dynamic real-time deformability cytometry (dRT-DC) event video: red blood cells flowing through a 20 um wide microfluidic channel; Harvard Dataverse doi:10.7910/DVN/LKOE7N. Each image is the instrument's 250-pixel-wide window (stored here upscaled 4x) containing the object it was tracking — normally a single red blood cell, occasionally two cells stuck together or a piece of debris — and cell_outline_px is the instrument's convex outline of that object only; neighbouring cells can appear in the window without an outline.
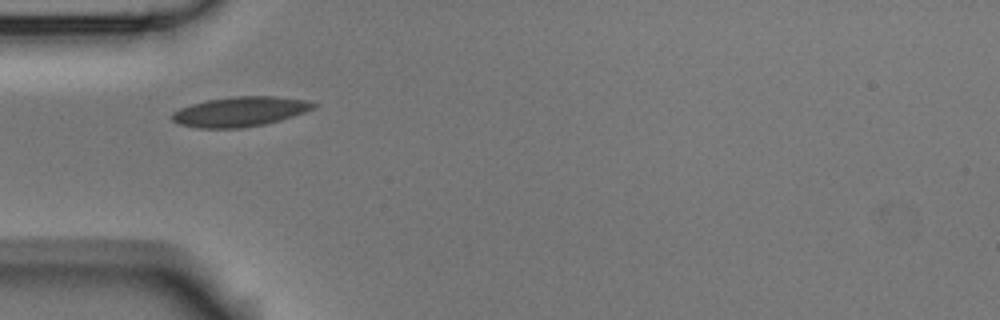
{"species": "Egyptian fruit bat (a non-hibernating species)", "species_latin": "Rousettus aegyptiacus", "temperature_condition": "room temperature", "stored_images_in_passage": 1, "camera_frame_rate_fps": 3000, "um_per_image_px": 0.085, "animal": {"sex": "male"}, "frame": {"image": 1, "passage_image": 1, "time_ms": 0.0, "image_size_px": [1000, 320], "cell_outline_px": [[316, 108], [280, 120], [264, 124], [240, 128], [196, 128], [180, 124], [172, 120], [172, 112], [180, 108], [192, 104], [208, 100], [236, 96], [276, 96], [304, 100], [316, 104]], "centroid_in_image_um": [20.39, 9.49], "position_along_channel_um": 64.6, "area_um2": 24.33}}